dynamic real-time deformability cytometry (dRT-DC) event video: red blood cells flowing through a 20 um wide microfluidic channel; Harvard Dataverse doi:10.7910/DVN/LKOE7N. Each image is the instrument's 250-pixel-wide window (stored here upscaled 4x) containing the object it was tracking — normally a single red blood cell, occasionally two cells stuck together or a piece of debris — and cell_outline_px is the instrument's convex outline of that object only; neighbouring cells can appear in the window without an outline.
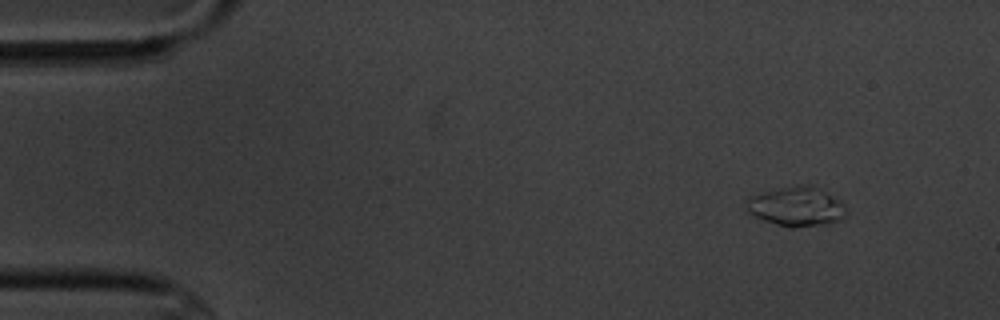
{"species": "common noctule bat (a hibernating species)", "species_latin": "Nyctalus noctula", "temperature_condition": "cold", "stored_images_in_passage": 5, "camera_frame_rate_fps": 3000, "um_per_image_px": 0.085, "animal": {"sex": "male", "body_mass_g": 20.1, "forearm_length_mm": 53.5}, "frame": {"image": 1, "passage_image": 1, "time_ms": 0.0, "image_size_px": [1000, 320], "cell_outline_px": [[848, 212], [840, 220], [828, 224], [792, 228], [776, 224], [764, 220], [744, 212], [744, 200], [748, 196], [760, 192], [796, 184], [812, 184], [840, 200], [844, 204]], "centroid_in_image_um": [67.64, 17.54], "position_along_channel_um": 17.4, "area_um2": 23.7}}